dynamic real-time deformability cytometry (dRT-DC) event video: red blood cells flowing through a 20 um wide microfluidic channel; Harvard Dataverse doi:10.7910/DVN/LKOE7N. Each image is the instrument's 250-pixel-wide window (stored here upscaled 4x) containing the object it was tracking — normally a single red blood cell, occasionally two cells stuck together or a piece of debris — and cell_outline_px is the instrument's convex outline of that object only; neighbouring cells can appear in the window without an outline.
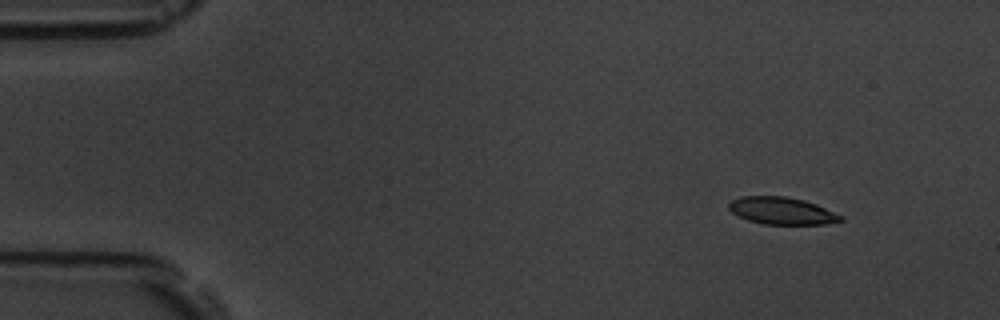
{"species": "common noctule bat (a hibernating species)", "species_latin": "Nyctalus noctula", "temperature_condition": "room temperature", "stored_images_in_passage": 5, "camera_frame_rate_fps": 3000, "um_per_image_px": 0.085, "animal": {"sex": "male", "body_mass_g": 19.5, "forearm_length_mm": 54.6}, "frame": {"image": 1, "passage_image": 2, "time_ms": 1.0, "image_size_px": [1000, 320], "cell_outline_px": [[844, 220], [824, 224], [764, 224], [748, 220], [732, 212], [728, 208], [728, 204], [732, 200], [740, 196], [784, 196], [804, 200], [816, 204], [844, 216]], "centroid_in_image_um": [66.47, 17.91], "position_along_channel_um": 18.5, "area_um2": 17.69}}
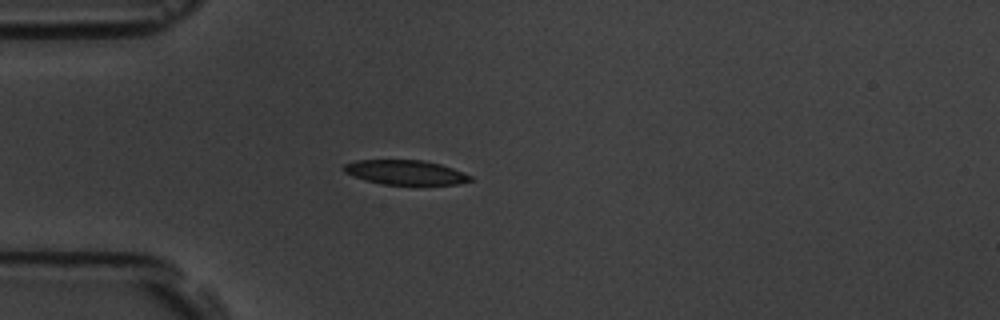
{"frame": {"image": 2, "passage_image": 5, "time_ms": 4.333, "image_size_px": [1000, 320], "cell_outline_px": [[472, 180], [456, 184], [380, 184], [344, 172], [340, 168], [344, 164], [356, 160], [424, 160], [440, 164], [452, 168], [472, 176]], "centroid_in_image_um": [34.44, 14.64], "position_along_channel_um": 50.6, "area_um2": 17.86}}